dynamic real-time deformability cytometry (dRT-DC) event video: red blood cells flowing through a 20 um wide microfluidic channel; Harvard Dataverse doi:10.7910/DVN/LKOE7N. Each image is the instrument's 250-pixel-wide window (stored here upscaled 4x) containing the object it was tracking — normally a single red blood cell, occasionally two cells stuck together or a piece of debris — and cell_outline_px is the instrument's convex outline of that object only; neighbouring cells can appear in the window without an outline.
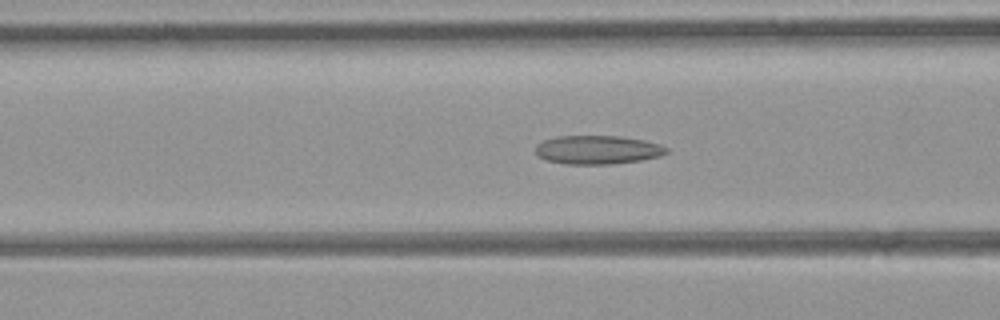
{"species": "common noctule bat (a hibernating species)", "species_latin": "Nyctalus noctula", "temperature_condition": "room temperature", "stored_images_in_passage": 47, "camera_frame_rate_fps": 3000, "um_per_image_px": 0.085, "animal": {"sex": "female", "body_mass_g": 21.9}, "frame": {"image": 1, "passage_image": 18, "time_ms": 5.667, "image_size_px": [1000, 320], "cell_outline_px": [[668, 152], [660, 156], [640, 160], [612, 164], [568, 164], [548, 160], [536, 156], [536, 144], [544, 140], [556, 136], [620, 136], [644, 140], [660, 144], [668, 148]], "centroid_in_image_um": [50.79, 12.73], "position_along_channel_um": 115.8, "area_um2": 21.91}}
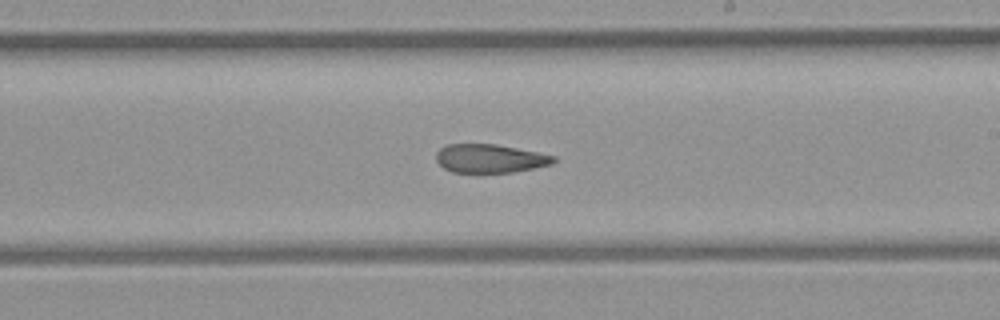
{"frame": {"image": 2, "passage_image": 27, "time_ms": 8.667, "image_size_px": [1000, 320], "cell_outline_px": [[556, 160], [552, 164], [512, 172], [452, 172], [444, 168], [436, 160], [436, 152], [440, 148], [448, 144], [496, 144], [556, 156]], "centroid_in_image_um": [41.62, 13.46], "position_along_channel_um": 247.4, "area_um2": 19.36}}
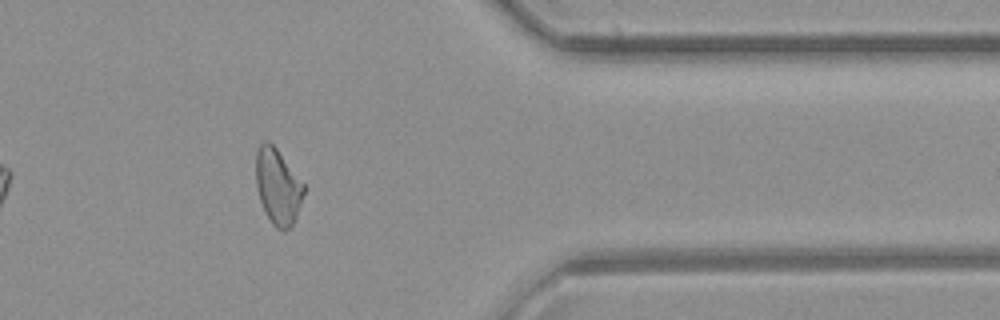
{"frame": {"image": 3, "passage_image": 38, "time_ms": 12.333, "image_size_px": [1000, 320], "cell_outline_px": [[304, 192], [296, 216], [292, 224], [284, 232], [280, 232], [272, 224], [264, 212], [260, 200], [256, 184], [256, 152], [260, 144], [264, 140], [268, 140], [276, 148], [304, 184]], "centroid_in_image_um": [23.59, 15.87], "position_along_channel_um": 387.8, "area_um2": 20.98}, "authors_computed_cell_mechanics": {"area_um2": 21.7328, "velocity_mm_per_s": 4.3814, "shape_relaxation_time_tau1_ms": null, "shape_relaxation_time_tau2_ms": 3.7934, "deformation_change_tau1": null, "deformation_change_tau2": 0.1115}}